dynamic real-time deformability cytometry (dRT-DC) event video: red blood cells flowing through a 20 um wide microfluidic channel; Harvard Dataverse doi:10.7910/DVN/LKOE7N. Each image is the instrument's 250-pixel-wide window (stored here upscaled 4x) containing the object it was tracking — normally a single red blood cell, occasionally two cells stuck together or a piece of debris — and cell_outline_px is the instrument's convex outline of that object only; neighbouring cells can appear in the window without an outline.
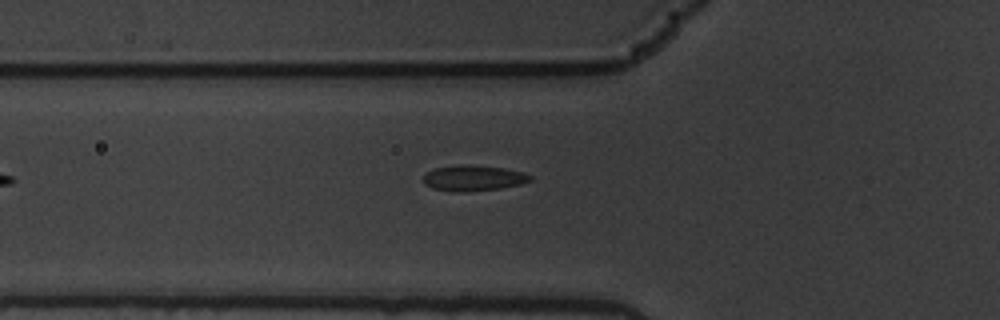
{"species": "common noctule bat (a hibernating species)", "species_latin": "Nyctalus noctula", "temperature_condition": "warm", "stored_images_in_passage": 4, "camera_frame_rate_fps": 3000, "um_per_image_px": 0.085, "animal": {"sex": "male", "body_mass_g": 19.5, "forearm_length_mm": 54.6}, "frame": {"image": 1, "passage_image": 4, "time_ms": 1.0, "image_size_px": [1000, 320], "cell_outline_px": [[532, 180], [520, 184], [500, 188], [468, 192], [452, 192], [432, 188], [424, 184], [420, 180], [424, 172], [436, 168], [460, 164], [504, 168], [524, 172], [532, 176]], "centroid_in_image_um": [40.17, 15.14], "position_along_channel_um": 85.6, "area_um2": 16.24}}